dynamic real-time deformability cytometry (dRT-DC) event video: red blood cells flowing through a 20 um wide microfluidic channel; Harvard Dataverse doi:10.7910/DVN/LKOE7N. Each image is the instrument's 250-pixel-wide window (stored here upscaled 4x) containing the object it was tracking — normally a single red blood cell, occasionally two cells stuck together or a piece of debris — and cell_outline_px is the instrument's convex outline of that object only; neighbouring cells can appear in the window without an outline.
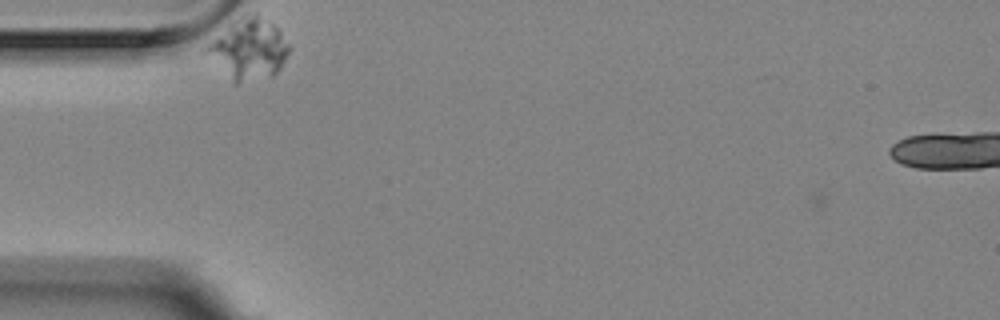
{"species": "Egyptian fruit bat (a non-hibernating species)", "species_latin": "Rousettus aegyptiacus", "temperature_condition": "room temperature", "stored_images_in_passage": 37, "camera_frame_rate_fps": 3000, "um_per_image_px": 0.085, "animal": {"sex": "female"}, "frame": {"image": 1, "passage_image": 1, "time_ms": 0.0, "image_size_px": [1000, 320], "cell_outline_px": [[292, 48], [280, 68], [272, 76], [236, 84], [232, 84], [200, 52], [208, 44], [232, 24], [248, 12], [256, 12], [272, 24], [280, 32]], "centroid_in_image_um": [21.09, 4.23], "position_along_channel_um": 63.9, "area_um2": 29.54}}
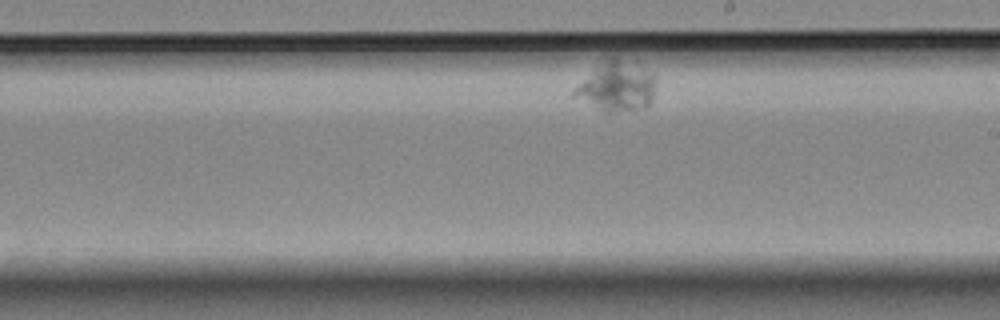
{"frame": {"image": 2, "passage_image": 22, "time_ms": 7.0, "image_size_px": [1000, 320], "cell_outline_px": [[656, 80], [652, 100], [648, 108], [608, 112], [604, 112], [572, 96], [572, 92], [584, 80], [612, 56], [616, 56], [656, 76]], "centroid_in_image_um": [52.47, 7.4], "position_along_channel_um": 236.5, "area_um2": 22.77}}
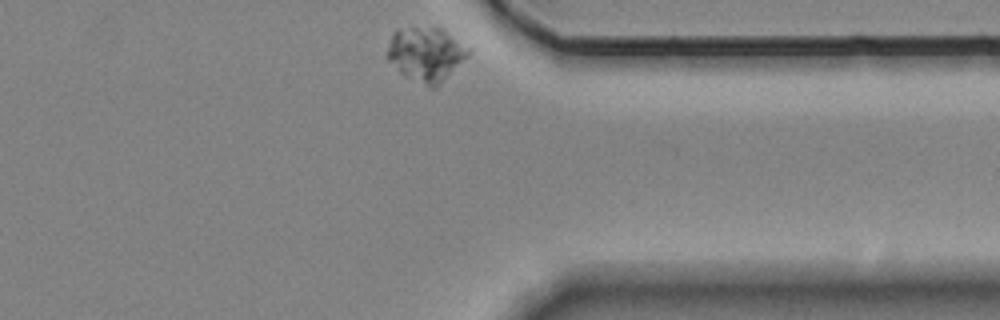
{"frame": {"image": 3, "passage_image": 37, "time_ms": 12.0, "image_size_px": [1000, 320], "cell_outline_px": [[468, 56], [436, 88], [428, 88], [404, 76], [384, 56], [388, 44], [396, 28], [440, 28], [468, 48]], "centroid_in_image_um": [36.15, 4.64], "position_along_channel_um": 375.3, "area_um2": 25.37}}